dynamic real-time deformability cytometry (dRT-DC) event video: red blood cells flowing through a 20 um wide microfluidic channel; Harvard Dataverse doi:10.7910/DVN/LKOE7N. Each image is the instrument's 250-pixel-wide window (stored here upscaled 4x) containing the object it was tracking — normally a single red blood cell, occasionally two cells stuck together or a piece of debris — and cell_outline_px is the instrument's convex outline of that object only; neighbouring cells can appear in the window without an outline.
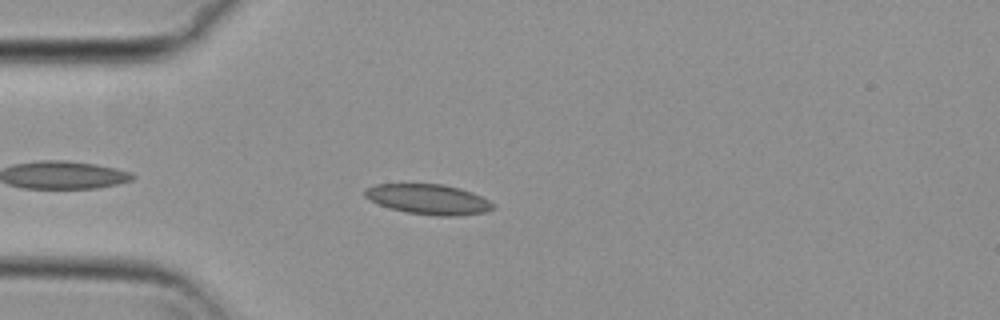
{"species": "common noctule bat (a hibernating species)", "species_latin": "Nyctalus noctula", "temperature_condition": "cold", "stored_images_in_passage": 43, "camera_frame_rate_fps": 3000, "um_per_image_px": 0.085, "animal": {"sex": "female", "body_mass_g": 29.2, "forearm_length_mm": 56.3}, "frame": {"image": 1, "passage_image": 6, "time_ms": 1.667, "image_size_px": [1000, 320], "cell_outline_px": [[496, 208], [484, 212], [460, 216], [436, 216], [408, 212], [392, 208], [380, 204], [364, 196], [364, 192], [368, 188], [376, 184], [444, 184], [460, 188], [472, 192], [488, 200]], "centroid_in_image_um": [36.46, 16.94], "position_along_channel_um": 48.5, "area_um2": 22.25}}
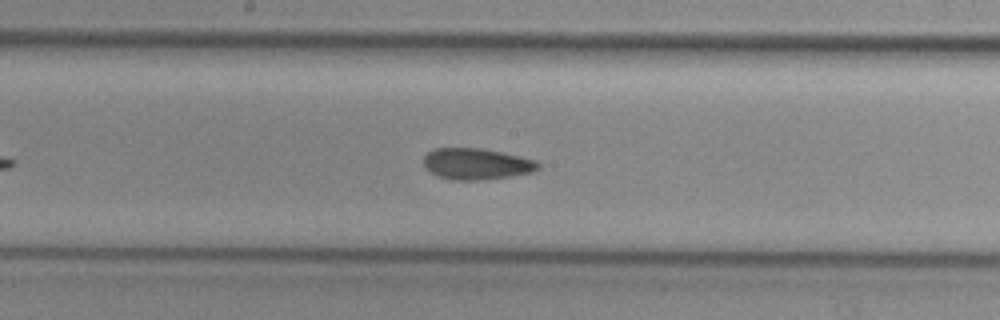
{"frame": {"image": 2, "passage_image": 20, "time_ms": 6.333, "image_size_px": [1000, 320], "cell_outline_px": [[540, 168], [532, 172], [508, 176], [480, 180], [456, 180], [440, 176], [432, 172], [424, 164], [424, 156], [428, 152], [436, 148], [480, 148], [520, 156], [536, 160], [540, 164]], "centroid_in_image_um": [40.53, 13.92], "position_along_channel_um": 207.7, "area_um2": 20.52}}
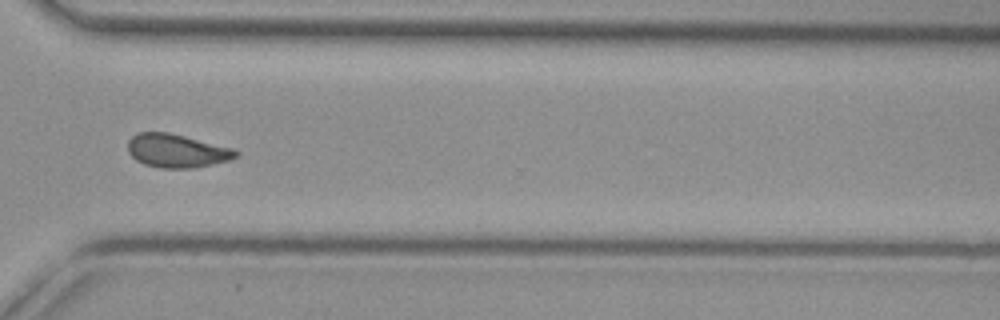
{"frame": {"image": 3, "passage_image": 32, "time_ms": 10.333, "image_size_px": [1000, 320], "cell_outline_px": [[240, 152], [236, 156], [228, 160], [192, 168], [160, 168], [144, 164], [136, 160], [128, 152], [128, 140], [136, 132], [168, 132], [232, 148]], "centroid_in_image_um": [14.97, 12.81], "position_along_channel_um": 355.6, "area_um2": 20.87}, "authors_computed_cell_mechanics": {"area_um2": 21.0392, "velocity_mm_per_s": 3.6939, "shape_relaxation_time_tau1_ms": null, "shape_relaxation_time_tau2_ms": 2.5681, "deformation_change_tau1": null, "deformation_change_tau2": 0.092}}